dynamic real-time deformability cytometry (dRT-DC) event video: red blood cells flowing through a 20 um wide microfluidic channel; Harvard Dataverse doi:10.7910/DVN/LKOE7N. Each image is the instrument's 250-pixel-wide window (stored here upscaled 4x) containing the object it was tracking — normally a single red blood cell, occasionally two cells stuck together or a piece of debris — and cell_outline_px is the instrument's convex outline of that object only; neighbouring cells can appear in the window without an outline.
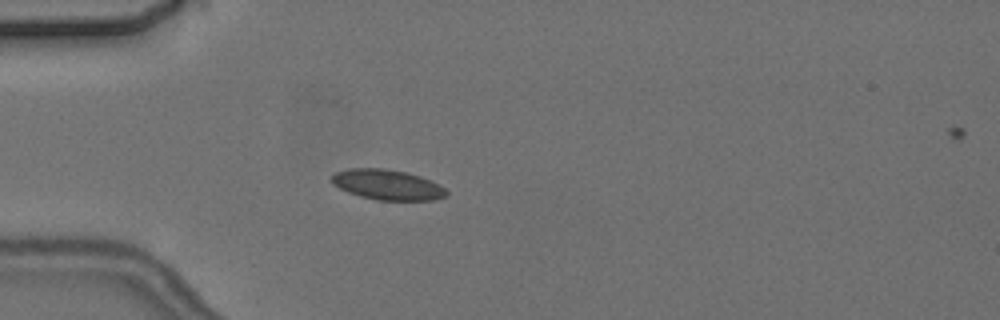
{"species": "common noctule bat (a hibernating species)", "species_latin": "Nyctalus noctula", "temperature_condition": "cold", "stored_images_in_passage": 3, "camera_frame_rate_fps": 3000, "um_per_image_px": 0.085, "animal": {"sex": "female", "body_mass_g": 24.6, "forearm_length_mm": 56.2}, "frame": {"image": 1, "passage_image": 3, "time_ms": 2.0, "image_size_px": [1000, 320], "cell_outline_px": [[448, 196], [432, 200], [376, 200], [360, 196], [348, 192], [332, 184], [332, 176], [336, 172], [348, 168], [384, 168], [404, 172], [420, 176], [440, 184], [448, 192]], "centroid_in_image_um": [32.94, 15.7], "position_along_channel_um": 52.1, "area_um2": 20.23}}